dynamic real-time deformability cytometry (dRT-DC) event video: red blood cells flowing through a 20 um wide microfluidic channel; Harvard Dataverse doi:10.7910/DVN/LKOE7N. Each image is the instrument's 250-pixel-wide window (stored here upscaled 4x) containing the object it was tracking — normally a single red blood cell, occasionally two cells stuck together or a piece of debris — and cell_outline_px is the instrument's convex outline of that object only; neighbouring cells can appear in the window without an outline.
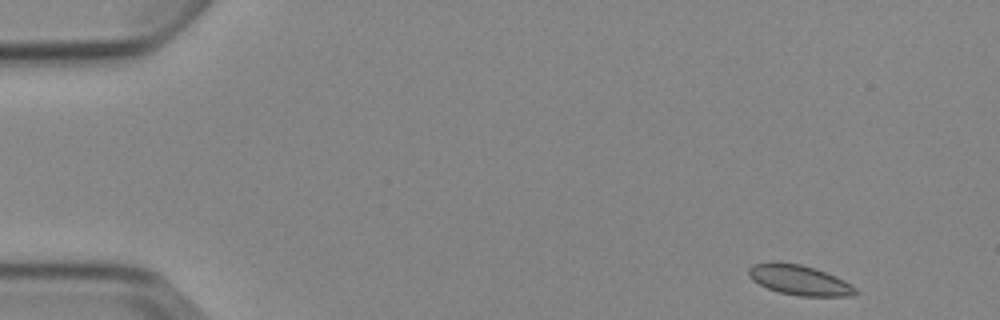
{"species": "Egyptian fruit bat (a non-hibernating species)", "species_latin": "Rousettus aegyptiacus", "temperature_condition": "cold", "stored_images_in_passage": 4, "camera_frame_rate_fps": 3000, "um_per_image_px": 0.085, "animal": {"sex": "female"}, "frame": {"image": 1, "passage_image": 1, "time_ms": 0.0, "image_size_px": [1000, 320], "cell_outline_px": [[860, 292], [848, 296], [800, 296], [780, 292], [768, 288], [752, 280], [748, 276], [748, 268], [752, 264], [772, 260], [800, 264], [836, 276], [852, 284]], "centroid_in_image_um": [67.92, 23.79], "position_along_channel_um": 17.1, "area_um2": 18.84}}
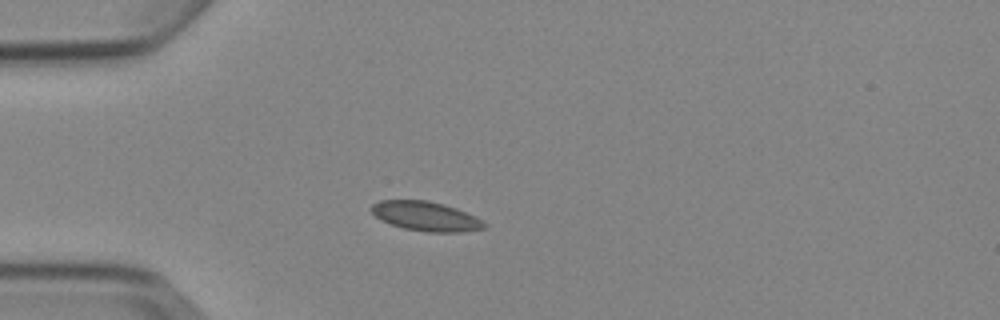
{"frame": {"image": 2, "passage_image": 3, "time_ms": 3.333, "image_size_px": [1000, 320], "cell_outline_px": [[488, 224], [484, 228], [460, 232], [428, 232], [404, 228], [380, 220], [368, 208], [372, 204], [380, 200], [428, 200], [444, 204], [456, 208]], "centroid_in_image_um": [36.14, 18.37], "position_along_channel_um": 48.9, "area_um2": 19.19}}